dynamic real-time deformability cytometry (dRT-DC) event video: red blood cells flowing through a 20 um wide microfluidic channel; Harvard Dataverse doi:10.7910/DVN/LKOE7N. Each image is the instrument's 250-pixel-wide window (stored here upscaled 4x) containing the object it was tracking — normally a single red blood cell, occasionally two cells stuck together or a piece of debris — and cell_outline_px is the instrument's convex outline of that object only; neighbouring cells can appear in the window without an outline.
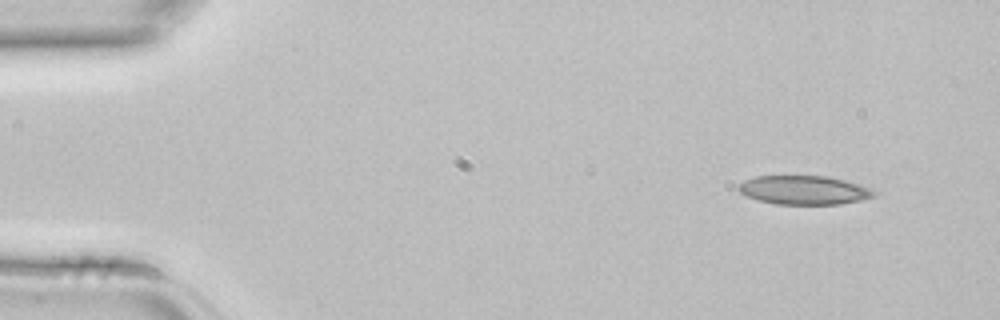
{"species": "common noctule bat (a hibernating species)", "species_latin": "Nyctalus noctula", "temperature_condition": "room temperature", "stored_images_in_passage": 3, "segment_of_instrument_passage": [1, 2], "camera_frame_rate_fps": 3000, "um_per_image_px": 0.085, "animal": {"sex": "female", "body_mass_g": 22.7, "forearm_length_mm": 54.2}, "frame": {"image": 1, "passage_image": 1, "time_ms": 0.0, "image_size_px": [1000, 320], "cell_outline_px": [[876, 196], [860, 200], [840, 204], [776, 204], [760, 200], [748, 196], [740, 192], [736, 188], [736, 184], [744, 180], [756, 176], [828, 176], [860, 184], [872, 188], [876, 192]], "centroid_in_image_um": [68.35, 16.15], "position_along_channel_um": 16.7, "area_um2": 22.89}}